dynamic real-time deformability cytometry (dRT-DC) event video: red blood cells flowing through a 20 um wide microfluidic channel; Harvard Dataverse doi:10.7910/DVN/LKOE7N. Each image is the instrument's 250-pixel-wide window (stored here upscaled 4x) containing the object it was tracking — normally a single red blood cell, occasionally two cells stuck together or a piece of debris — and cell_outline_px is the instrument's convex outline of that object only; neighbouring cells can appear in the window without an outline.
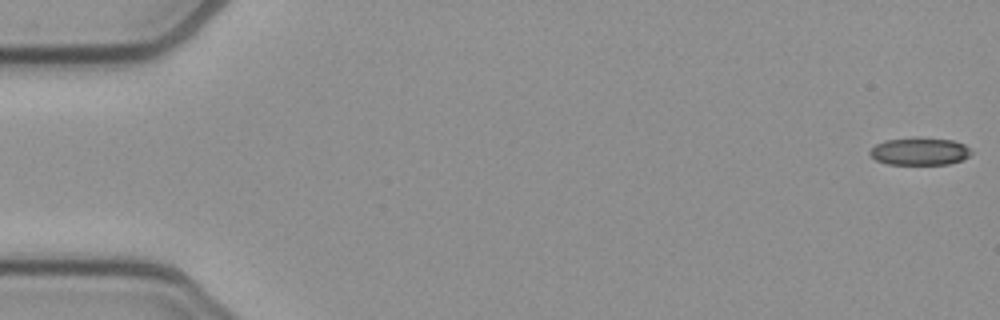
{"species": "common noctule bat (a hibernating species)", "species_latin": "Nyctalus noctula", "temperature_condition": "cold", "stored_images_in_passage": 53, "camera_frame_rate_fps": 3000, "um_per_image_px": 0.085, "animal": {"sex": "female", "body_mass_g": 21.9}, "frame": {"image": 1, "passage_image": 1, "time_ms": 0.0, "image_size_px": [1000, 320], "cell_outline_px": [[972, 152], [968, 156], [960, 160], [948, 164], [888, 164], [876, 160], [868, 152], [876, 144], [884, 140], [912, 136], [920, 136], [952, 140], [964, 144]], "centroid_in_image_um": [78.14, 12.83], "position_along_channel_um": 6.9, "area_um2": 16.47}}
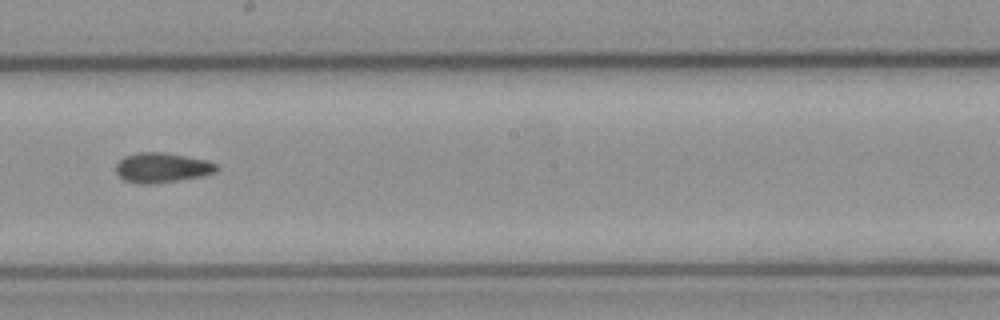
{"frame": {"image": 2, "passage_image": 30, "time_ms": 9.667, "image_size_px": [1000, 320], "cell_outline_px": [[220, 168], [216, 172], [204, 176], [152, 184], [136, 184], [124, 180], [116, 172], [116, 164], [124, 156], [136, 152], [164, 152], [188, 156], [208, 160], [220, 164]], "centroid_in_image_um": [13.82, 14.24], "position_along_channel_um": 234.4, "area_um2": 17.92}}
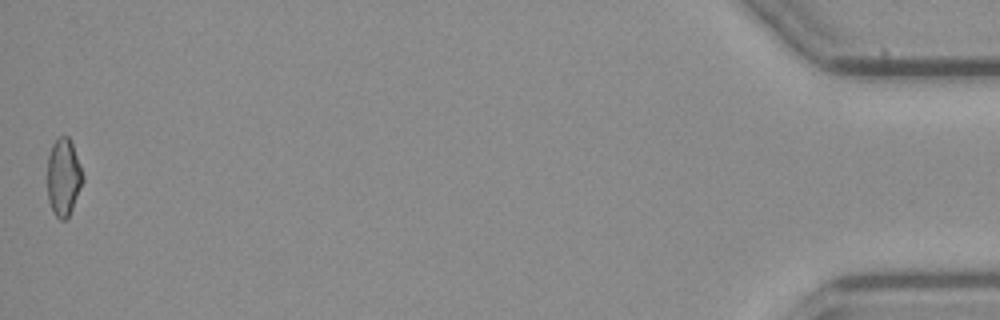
{"frame": {"image": 3, "passage_image": 53, "time_ms": 17.333, "image_size_px": [1000, 320], "cell_outline_px": [[84, 180], [72, 208], [68, 216], [64, 220], [60, 220], [56, 216], [48, 200], [48, 156], [52, 144], [60, 136], [68, 136], [72, 144], [80, 164], [84, 176]], "centroid_in_image_um": [5.41, 15.05], "position_along_channel_um": 429.8, "area_um2": 15.78}, "authors_computed_cell_mechanics": {"area_um2": 17.1088, "velocity_mm_per_s": 3.8701, "shape_relaxation_time_tau1_ms": null, "shape_relaxation_time_tau2_ms": 9.4693, "deformation_change_tau1": null, "deformation_change_tau2": 0.1927}}